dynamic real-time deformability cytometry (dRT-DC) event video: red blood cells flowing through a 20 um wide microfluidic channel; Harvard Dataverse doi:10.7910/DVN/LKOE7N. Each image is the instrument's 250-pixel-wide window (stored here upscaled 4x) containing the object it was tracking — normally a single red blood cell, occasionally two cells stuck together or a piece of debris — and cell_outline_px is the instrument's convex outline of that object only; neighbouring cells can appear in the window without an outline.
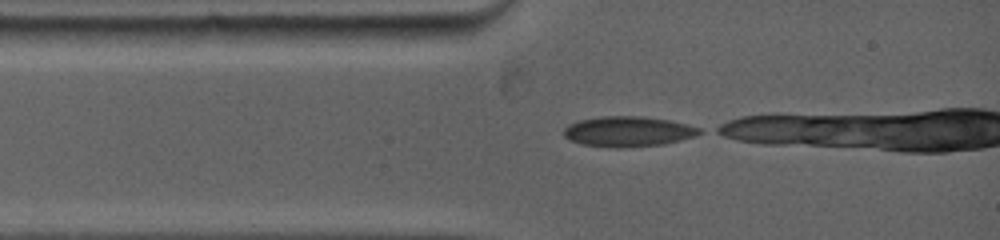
{"species": "common noctule bat (a hibernating species)", "species_latin": "Nyctalus noctula", "temperature_condition": "warm", "stored_images_in_passage": 5, "camera_frame_rate_fps": 5000, "um_per_image_px": 0.085, "animal": {"sex": "female", "body_mass_g": 19.0, "forearm_length_mm": 53.3}, "frame": {"image": 1, "passage_image": 1, "time_ms": 0.0, "image_size_px": [1000, 240], "cell_outline_px": [[704, 132], [696, 136], [664, 144], [620, 148], [608, 148], [580, 144], [564, 136], [564, 128], [568, 124], [576, 120], [600, 116], [640, 116], [672, 120], [688, 124], [700, 128]], "centroid_in_image_um": [53.39, 11.17], "position_along_channel_um": 31.6, "area_um2": 24.33}}